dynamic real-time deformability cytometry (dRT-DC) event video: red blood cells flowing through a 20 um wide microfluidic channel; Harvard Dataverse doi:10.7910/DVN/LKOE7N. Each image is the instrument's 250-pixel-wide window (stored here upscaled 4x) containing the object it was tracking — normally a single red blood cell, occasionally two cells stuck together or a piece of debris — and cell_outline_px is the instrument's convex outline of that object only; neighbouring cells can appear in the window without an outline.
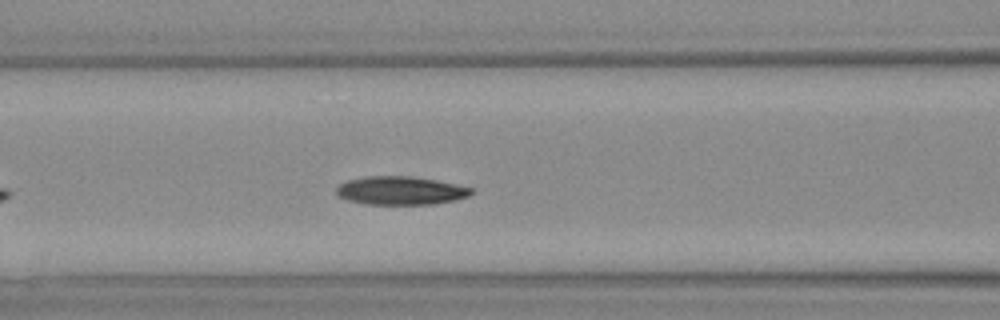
{"species": "Egyptian fruit bat (a non-hibernating species)", "species_latin": "Rousettus aegyptiacus", "temperature_condition": "warm", "stored_images_in_passage": 26, "camera_frame_rate_fps": 3000, "um_per_image_px": 0.085, "animal": {"sex": "female"}, "frame": {"image": 1, "passage_image": 8, "time_ms": 2.333, "image_size_px": [1000, 320], "cell_outline_px": [[472, 192], [468, 196], [452, 200], [432, 204], [368, 204], [348, 200], [340, 196], [336, 192], [336, 188], [340, 184], [348, 180], [368, 176], [412, 176], [436, 180], [472, 188]], "centroid_in_image_um": [34.03, 16.19], "position_along_channel_um": 132.6, "area_um2": 21.96}}